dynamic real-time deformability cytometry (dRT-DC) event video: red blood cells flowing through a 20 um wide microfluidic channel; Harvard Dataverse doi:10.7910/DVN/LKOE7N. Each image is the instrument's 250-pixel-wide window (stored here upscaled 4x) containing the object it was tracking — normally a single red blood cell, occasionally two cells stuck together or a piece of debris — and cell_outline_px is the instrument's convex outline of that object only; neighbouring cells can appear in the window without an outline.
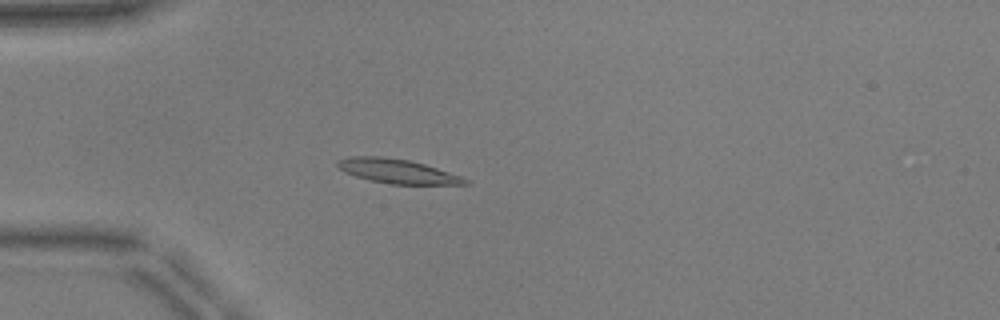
{"species": "common noctule bat (a hibernating species)", "species_latin": "Nyctalus noctula", "temperature_condition": "warm", "stored_images_in_passage": 52, "camera_frame_rate_fps": 3000, "um_per_image_px": 0.085, "animal": {"sex": "male", "body_mass_g": 17.9, "forearm_length_mm": 54.2}, "frame": {"image": 1, "passage_image": 15, "time_ms": 4.667, "image_size_px": [1000, 320], "cell_outline_px": [[472, 184], [392, 184], [368, 180], [344, 172], [336, 164], [336, 160], [348, 156], [380, 156], [408, 160], [424, 164], [460, 176], [468, 180]], "centroid_in_image_um": [33.72, 14.55], "position_along_channel_um": 51.3, "area_um2": 17.92}}
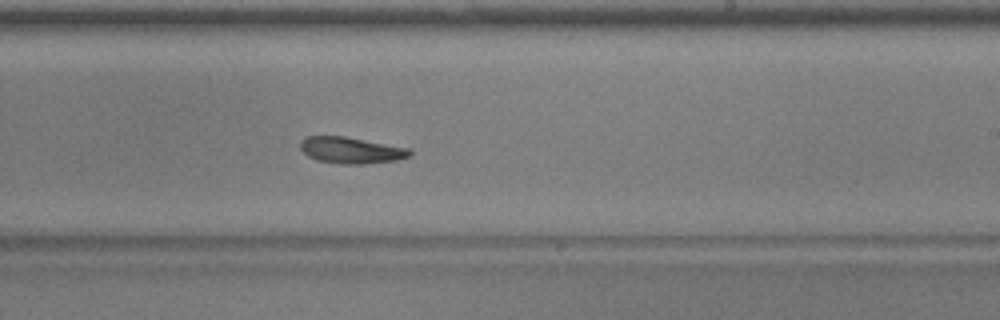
{"frame": {"image": 2, "passage_image": 32, "time_ms": 10.333, "image_size_px": [1000, 320], "cell_outline_px": [[412, 156], [396, 160], [364, 164], [340, 164], [316, 160], [308, 156], [300, 148], [300, 140], [304, 136], [344, 136], [412, 148]], "centroid_in_image_um": [29.86, 12.77], "position_along_channel_um": 259.1, "area_um2": 17.11}}
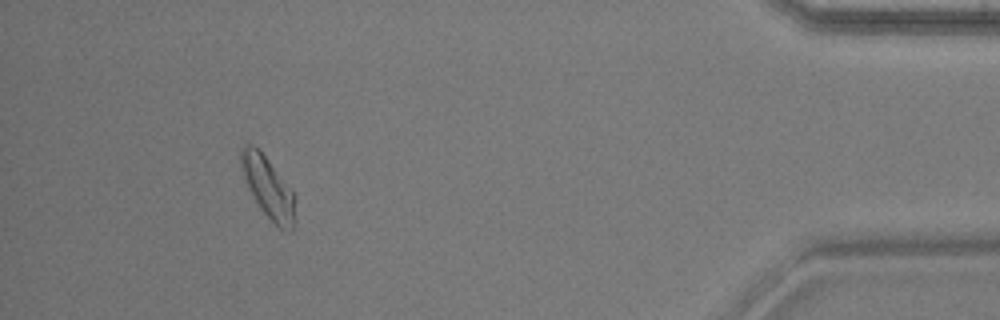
{"frame": {"image": 3, "passage_image": 48, "time_ms": 15.667, "image_size_px": [1000, 320], "cell_outline_px": [[296, 224], [288, 232], [280, 228], [260, 208], [252, 196], [240, 168], [240, 148], [244, 144], [252, 144], [264, 156], [296, 196]], "centroid_in_image_um": [22.8, 15.97], "position_along_channel_um": 412.4, "area_um2": 19.19}, "authors_computed_cell_mechanics": {"area_um2": 17.4845, "velocity_mm_per_s": 3.9099, "shape_relaxation_time_tau1_ms": 4.0238, "shape_relaxation_time_tau2_ms": null, "deformation_change_tau1": 0.178, "deformation_change_tau2": null}}